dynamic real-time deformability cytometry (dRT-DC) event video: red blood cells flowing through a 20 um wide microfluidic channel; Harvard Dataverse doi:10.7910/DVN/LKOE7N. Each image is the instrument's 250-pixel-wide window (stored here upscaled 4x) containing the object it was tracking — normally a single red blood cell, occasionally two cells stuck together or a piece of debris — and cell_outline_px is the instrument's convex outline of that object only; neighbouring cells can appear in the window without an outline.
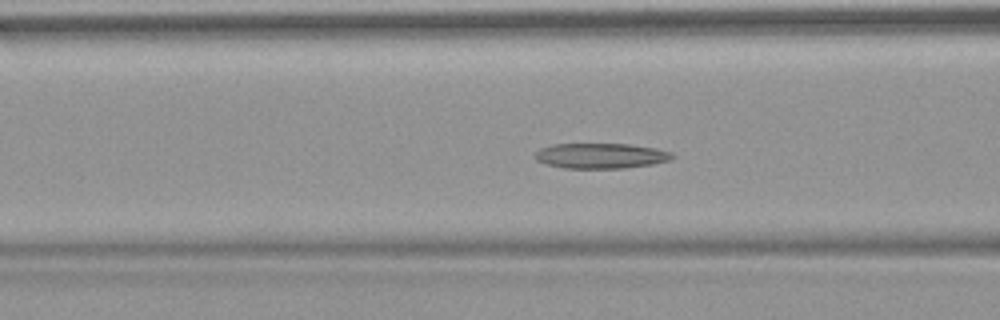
{"species": "common noctule bat (a hibernating species)", "species_latin": "Nyctalus noctula", "temperature_condition": "warm", "stored_images_in_passage": 18, "camera_frame_rate_fps": 3000, "um_per_image_px": 0.085, "animal": {"sex": "female", "body_mass_g": 18.4}, "frame": {"image": 1, "passage_image": 16, "time_ms": 5.0, "image_size_px": [1000, 320], "cell_outline_px": [[676, 156], [672, 160], [652, 164], [624, 168], [564, 168], [548, 164], [536, 160], [536, 152], [540, 148], [552, 144], [628, 144], [656, 148], [672, 152]], "centroid_in_image_um": [51.12, 13.24], "position_along_channel_um": 115.5, "area_um2": 20.23}}